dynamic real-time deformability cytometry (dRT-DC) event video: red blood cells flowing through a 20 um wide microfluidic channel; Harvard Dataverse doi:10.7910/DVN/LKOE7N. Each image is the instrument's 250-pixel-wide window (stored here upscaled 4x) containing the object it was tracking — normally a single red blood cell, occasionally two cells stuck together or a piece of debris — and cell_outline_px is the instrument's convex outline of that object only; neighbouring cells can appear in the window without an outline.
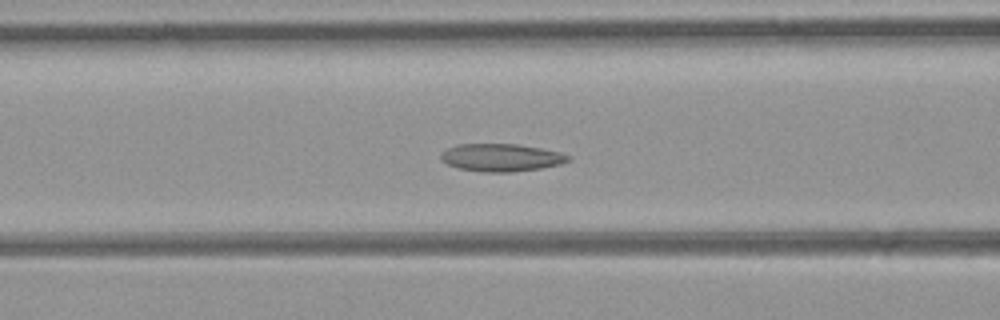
{"species": "common noctule bat (a hibernating species)", "species_latin": "Nyctalus noctula", "temperature_condition": "room temperature", "stored_images_in_passage": 47, "camera_frame_rate_fps": 3000, "um_per_image_px": 0.085, "animal": {"sex": "female", "body_mass_g": 21.9}, "frame": {"image": 1, "passage_image": 18, "time_ms": 5.667, "image_size_px": [1000, 320], "cell_outline_px": [[572, 160], [560, 164], [540, 168], [512, 172], [484, 172], [460, 168], [448, 164], [440, 160], [440, 152], [456, 144], [520, 144], [560, 152], [572, 156]], "centroid_in_image_um": [42.61, 13.38], "position_along_channel_um": 124.0, "area_um2": 20.63}}
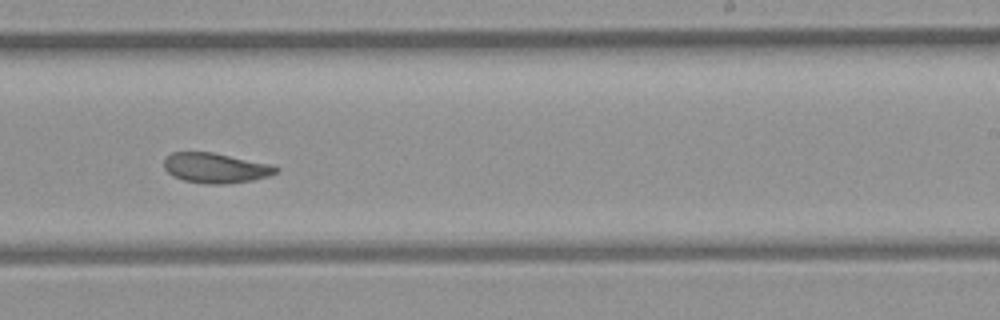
{"frame": {"image": 2, "passage_image": 28, "time_ms": 9.0, "image_size_px": [1000, 320], "cell_outline_px": [[280, 168], [276, 172], [268, 176], [252, 180], [228, 184], [208, 184], [184, 180], [172, 176], [164, 168], [164, 160], [172, 152], [212, 152], [272, 164]], "centroid_in_image_um": [18.33, 14.28], "position_along_channel_um": 270.7, "area_um2": 19.59}}
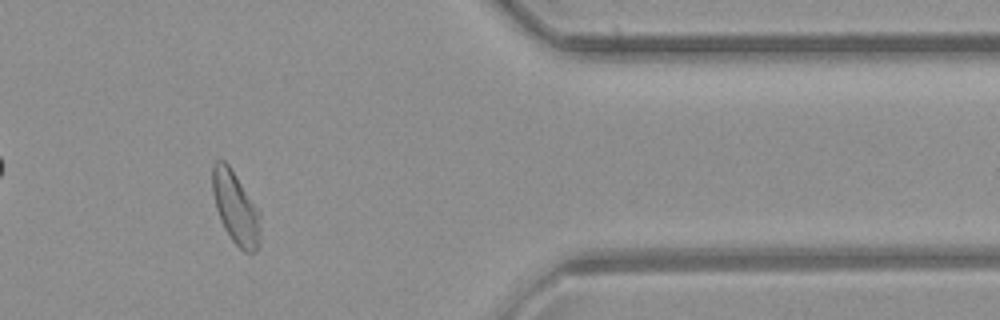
{"frame": {"image": 3, "passage_image": 38, "time_ms": 12.333, "image_size_px": [1000, 320], "cell_outline_px": [[260, 244], [256, 252], [244, 252], [232, 240], [224, 228], [220, 220], [216, 208], [212, 192], [212, 164], [216, 160], [224, 160], [228, 164], [260, 212]], "centroid_in_image_um": [20.02, 17.68], "position_along_channel_um": 391.4, "area_um2": 20.23}, "authors_computed_cell_mechanics": {"area_um2": 20.9236, "velocity_mm_per_s": 4.4052, "shape_relaxation_time_tau1_ms": null, "shape_relaxation_time_tau2_ms": 2.2075, "deformation_change_tau1": null, "deformation_change_tau2": 0.0662}}